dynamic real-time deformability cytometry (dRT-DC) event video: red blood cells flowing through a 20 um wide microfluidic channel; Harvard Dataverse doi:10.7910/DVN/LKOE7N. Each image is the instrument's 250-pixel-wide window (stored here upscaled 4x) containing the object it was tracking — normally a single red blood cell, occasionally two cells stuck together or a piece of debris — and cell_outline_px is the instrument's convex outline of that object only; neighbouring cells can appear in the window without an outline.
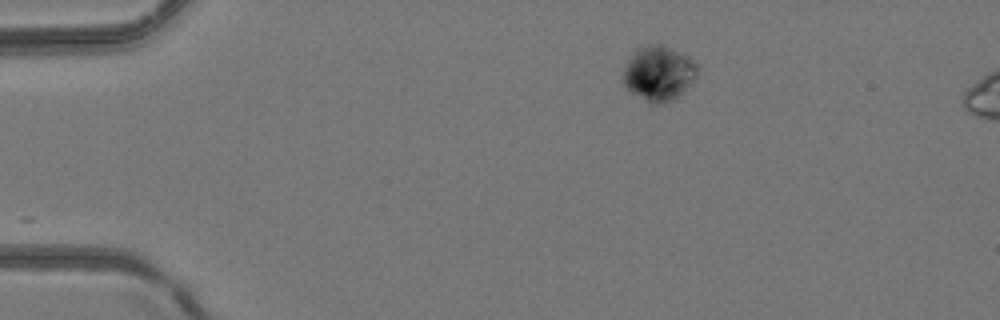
{"species": "common noctule bat (a hibernating species)", "species_latin": "Nyctalus noctula", "temperature_condition": "room temperature", "stored_images_in_passage": 29, "camera_frame_rate_fps": 3000, "um_per_image_px": 0.085, "animal": {"sex": "female", "body_mass_g": 24.6, "forearm_length_mm": 56.2}, "frame": {"image": 1, "passage_image": 1, "time_ms": 0.0, "image_size_px": [1000, 320], "cell_outline_px": [[700, 68], [696, 80], [676, 100], [660, 104], [648, 104], [628, 92], [620, 84], [620, 80], [624, 64], [628, 56], [640, 44], [664, 44], [688, 56]], "centroid_in_image_um": [55.93, 6.25], "position_along_channel_um": 29.1, "area_um2": 25.37}}
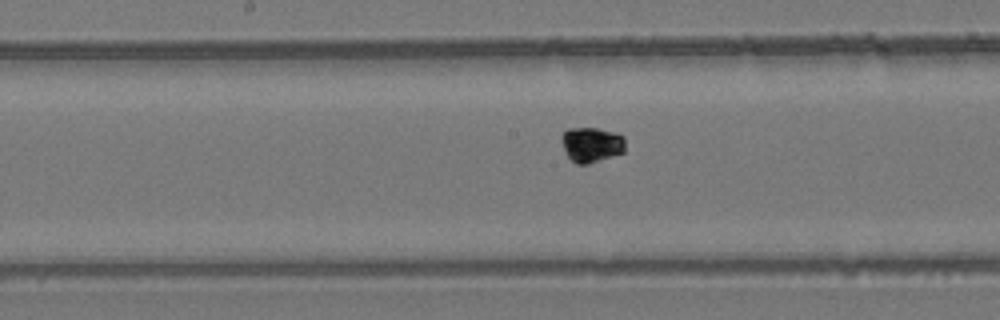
{"frame": {"image": 2, "passage_image": 18, "time_ms": 5.667, "image_size_px": [1000, 320], "cell_outline_px": [[624, 152], [588, 164], [576, 164], [564, 152], [560, 140], [560, 136], [568, 128], [600, 128], [616, 132], [624, 136]], "centroid_in_image_um": [50.25, 12.27], "position_along_channel_um": 197.9, "area_um2": 13.24}}
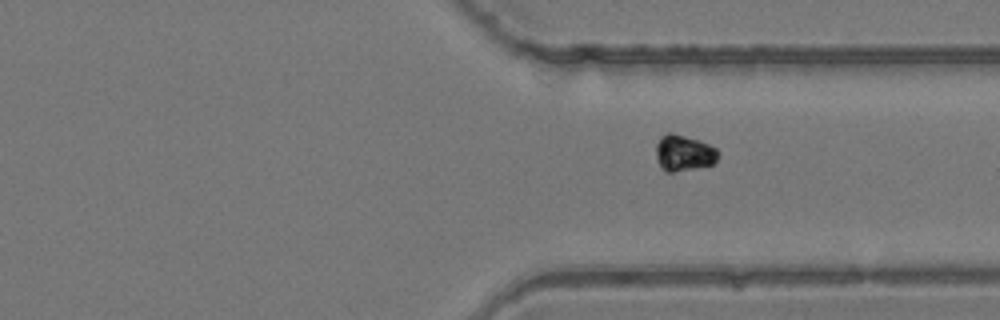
{"frame": {"image": 3, "passage_image": 29, "time_ms": 9.333, "image_size_px": [1000, 320], "cell_outline_px": [[720, 156], [712, 164], [704, 168], [672, 172], [664, 172], [660, 168], [656, 160], [656, 144], [660, 136], [668, 132], [672, 132], [700, 140], [716, 148], [720, 152]], "centroid_in_image_um": [58.12, 13.02], "position_along_channel_um": 353.3, "area_um2": 13.64}}